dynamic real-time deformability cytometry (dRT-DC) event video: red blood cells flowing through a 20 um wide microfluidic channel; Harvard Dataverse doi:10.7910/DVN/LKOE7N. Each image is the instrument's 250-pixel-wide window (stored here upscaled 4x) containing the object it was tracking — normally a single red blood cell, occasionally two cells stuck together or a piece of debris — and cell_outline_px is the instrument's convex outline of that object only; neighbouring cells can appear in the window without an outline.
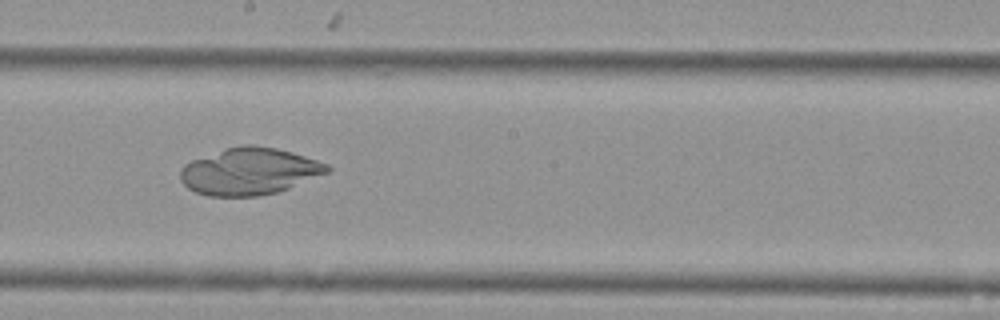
{"species": "Egyptian fruit bat (a non-hibernating species)", "species_latin": "Rousettus aegyptiacus", "temperature_condition": "cold", "stored_images_in_passage": 13, "camera_frame_rate_fps": 3000, "um_per_image_px": 0.085, "animal": {"sex": "female"}, "frame": {"image": 1, "passage_image": 8, "time_ms": 2.333, "image_size_px": [1000, 320], "cell_outline_px": [[332, 168], [328, 172], [288, 188], [276, 192], [256, 196], [208, 196], [196, 192], [188, 188], [180, 180], [180, 168], [184, 164], [192, 160], [228, 148], [244, 144], [252, 144], [276, 148], [292, 152], [328, 164]], "centroid_in_image_um": [21.18, 14.56], "position_along_channel_um": 227.0, "area_um2": 39.88}}
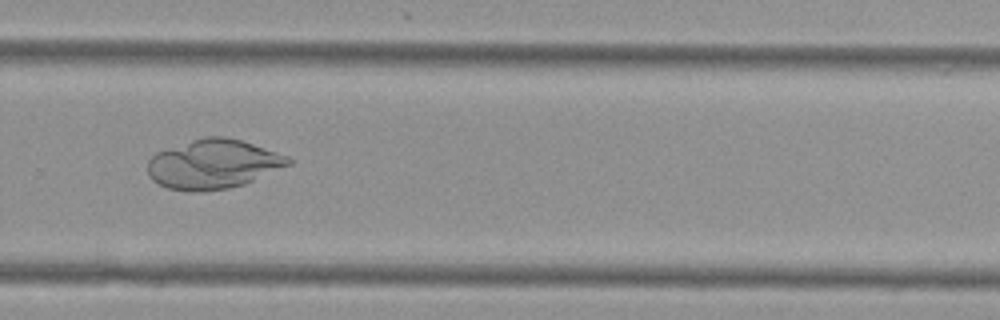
{"frame": {"image": 2, "passage_image": 10, "time_ms": 3.0, "image_size_px": [1000, 320], "cell_outline_px": [[292, 164], [244, 184], [228, 188], [196, 192], [188, 192], [168, 188], [152, 180], [148, 176], [148, 160], [156, 152], [204, 136], [224, 136], [240, 140], [288, 156], [292, 160]], "centroid_in_image_um": [18.11, 13.96], "position_along_channel_um": 311.7, "area_um2": 40.29}}